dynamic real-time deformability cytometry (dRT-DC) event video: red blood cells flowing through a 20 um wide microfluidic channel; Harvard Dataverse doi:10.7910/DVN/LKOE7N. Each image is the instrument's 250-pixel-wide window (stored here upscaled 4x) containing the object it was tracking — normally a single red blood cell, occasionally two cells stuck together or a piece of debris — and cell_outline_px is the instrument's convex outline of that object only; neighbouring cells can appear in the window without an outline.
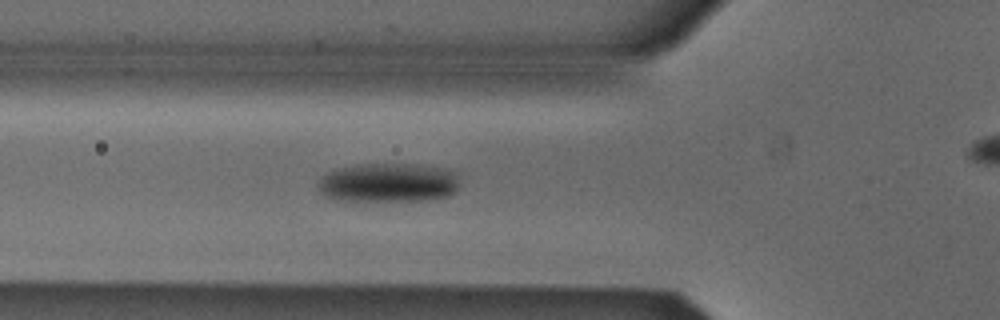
{"species": "Egyptian fruit bat (a non-hibernating species)", "species_latin": "Rousettus aegyptiacus", "temperature_condition": "cold", "stored_images_in_passage": 46, "camera_frame_rate_fps": 3000, "um_per_image_px": 0.085, "animal": {"sex": "male"}, "frame": {"image": 1, "passage_image": 18, "time_ms": 5.667, "image_size_px": [1000, 320], "cell_outline_px": [[460, 188], [456, 192], [448, 196], [428, 200], [336, 200], [324, 196], [320, 188], [320, 180], [328, 172], [336, 168], [356, 164], [416, 164], [440, 168], [456, 172], [460, 184]], "centroid_in_image_um": [33.06, 15.52], "position_along_channel_um": 92.7, "area_um2": 32.31}}
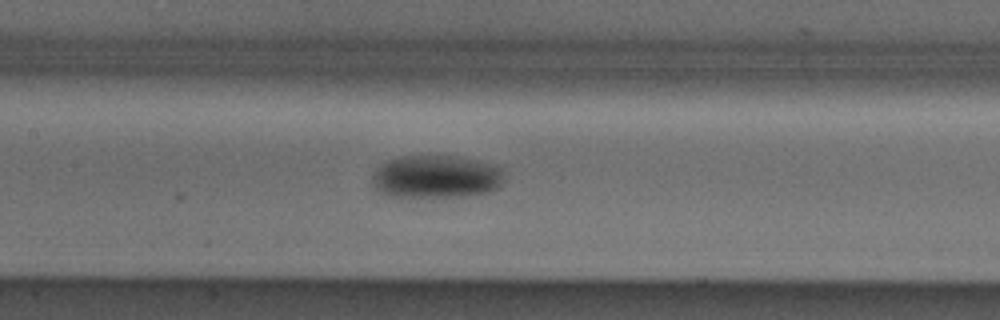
{"frame": {"image": 2, "passage_image": 24, "time_ms": 7.667, "image_size_px": [1000, 320], "cell_outline_px": [[504, 180], [496, 188], [488, 192], [464, 196], [388, 196], [380, 192], [376, 188], [372, 176], [388, 160], [404, 156], [460, 156], [480, 160], [496, 164], [504, 172]], "centroid_in_image_um": [37.15, 15.0], "position_along_channel_um": 170.2, "area_um2": 32.77}}
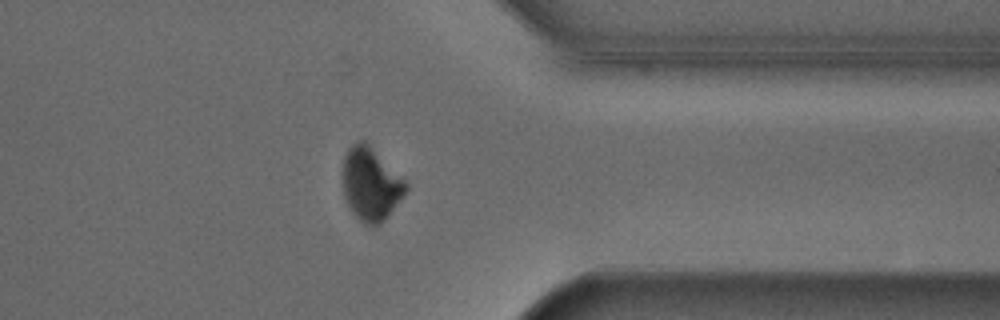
{"frame": {"image": 3, "passage_image": 41, "time_ms": 13.333, "image_size_px": [1000, 320], "cell_outline_px": [[408, 188], [388, 216], [380, 224], [372, 228], [364, 224], [352, 212], [344, 196], [340, 172], [344, 156], [348, 148], [356, 140], [364, 140], [408, 184]], "centroid_in_image_um": [31.45, 15.66], "position_along_channel_um": 379.9, "area_um2": 26.99}}